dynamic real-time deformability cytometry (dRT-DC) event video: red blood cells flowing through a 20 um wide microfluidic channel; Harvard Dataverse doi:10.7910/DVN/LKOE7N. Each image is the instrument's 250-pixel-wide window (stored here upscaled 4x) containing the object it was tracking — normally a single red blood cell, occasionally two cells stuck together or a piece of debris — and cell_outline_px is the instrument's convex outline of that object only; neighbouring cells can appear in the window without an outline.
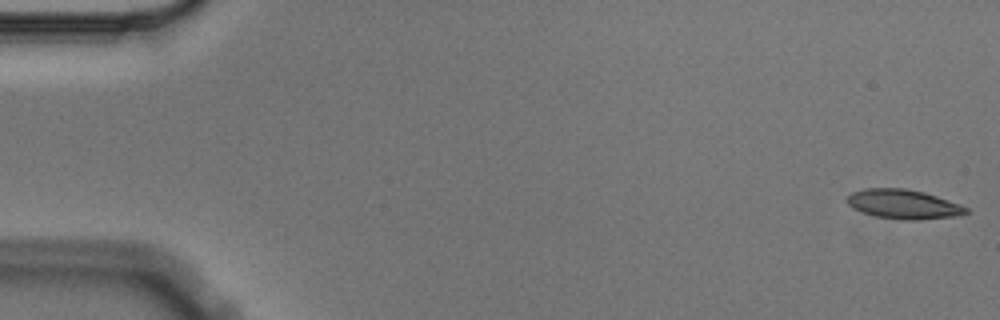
{"species": "Egyptian fruit bat (a non-hibernating species)", "species_latin": "Rousettus aegyptiacus", "temperature_condition": "cold", "stored_images_in_passage": 5, "camera_frame_rate_fps": 3000, "um_per_image_px": 0.085, "animal": {"sex": "male"}, "frame": {"image": 1, "passage_image": 1, "time_ms": 0.0, "image_size_px": [1000, 320], "cell_outline_px": [[968, 212], [960, 216], [916, 220], [904, 220], [876, 216], [852, 208], [844, 200], [852, 192], [864, 188], [904, 188], [924, 192], [960, 204], [968, 208]], "centroid_in_image_um": [76.79, 17.35], "position_along_channel_um": 8.2, "area_um2": 20.4}}